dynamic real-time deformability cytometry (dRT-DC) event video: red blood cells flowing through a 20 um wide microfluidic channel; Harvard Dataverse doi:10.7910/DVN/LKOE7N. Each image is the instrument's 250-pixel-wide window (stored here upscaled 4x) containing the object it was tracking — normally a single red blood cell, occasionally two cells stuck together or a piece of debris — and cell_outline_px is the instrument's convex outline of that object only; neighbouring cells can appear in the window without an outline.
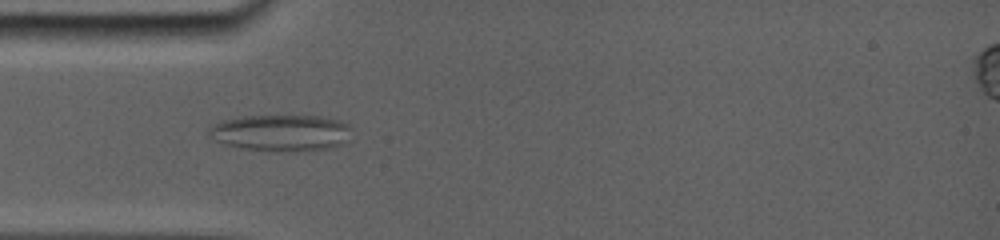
{"species": "common noctule bat (a hibernating species)", "species_latin": "Nyctalus noctula", "temperature_condition": "room temperature", "stored_images_in_passage": 55, "camera_frame_rate_fps": 5000, "um_per_image_px": 0.085, "animal": {"sex": "female", "body_mass_g": 19.0, "forearm_length_mm": 56.7}, "frame": {"image": 1, "passage_image": 7, "time_ms": 2.2, "image_size_px": [1000, 240], "cell_outline_px": [[344, 124], [332, 144], [312, 148], [252, 148], [232, 144], [224, 140], [212, 128], [216, 124], [228, 120], [244, 116], [320, 116], [336, 120]], "centroid_in_image_um": [23.76, 11.18], "position_along_channel_um": 61.2, "area_um2": 25.55}}
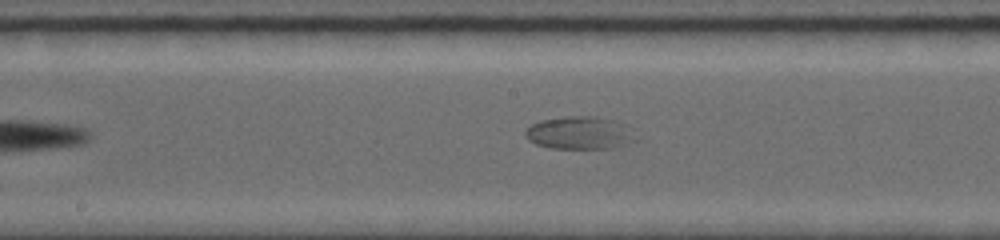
{"frame": {"image": 2, "passage_image": 17, "time_ms": 6.0, "image_size_px": [1000, 240], "cell_outline_px": [[616, 136], [608, 148], [552, 148], [536, 144], [528, 140], [524, 132], [532, 124], [544, 120], [568, 116], [592, 116], [612, 120]], "centroid_in_image_um": [48.68, 11.27], "position_along_channel_um": 199.5, "area_um2": 17.8}}
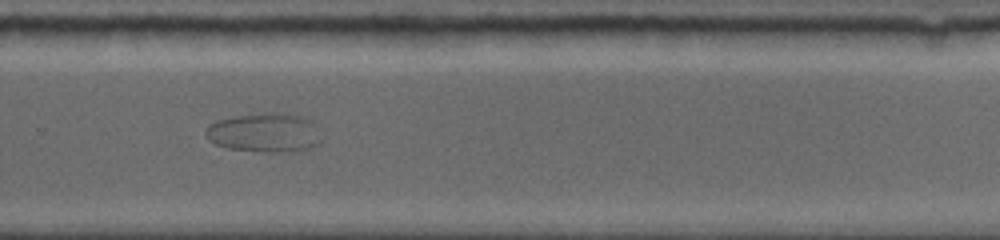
{"frame": {"image": 3, "passage_image": 25, "time_ms": 9.0, "image_size_px": [1000, 240], "cell_outline_px": [[320, 140], [312, 148], [276, 152], [264, 152], [228, 148], [216, 144], [208, 140], [204, 132], [208, 124], [216, 120], [236, 116], [264, 112], [288, 112], [300, 116], [316, 124]], "centroid_in_image_um": [22.44, 11.25], "position_along_channel_um": 307.4, "area_um2": 26.47}, "authors_computed_cell_mechanics": {"area_um2": 29.2468, "velocity_mm_per_s": 3.6472, "shape_relaxation_time_tau1_ms": 5.8351, "shape_relaxation_time_tau2_ms": null, "deformation_change_tau1": 0.1248, "deformation_change_tau2": null}}